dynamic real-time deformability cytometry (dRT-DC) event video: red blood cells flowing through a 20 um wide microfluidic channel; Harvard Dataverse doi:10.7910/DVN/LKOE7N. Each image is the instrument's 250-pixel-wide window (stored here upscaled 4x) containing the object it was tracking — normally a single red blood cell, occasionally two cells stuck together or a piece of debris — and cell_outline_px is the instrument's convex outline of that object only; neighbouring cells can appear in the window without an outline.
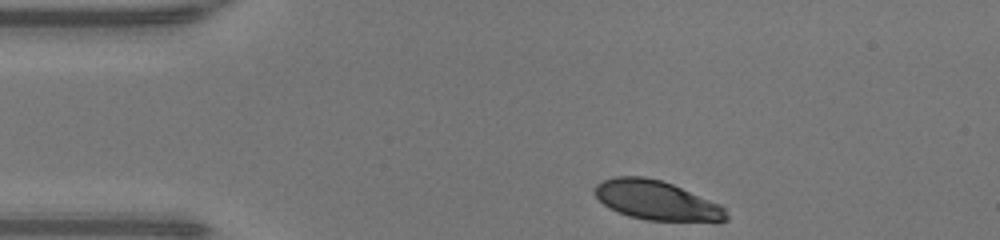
{"species": "human", "species_latin": "Homo sapiens", "temperature_condition": "warm", "stored_images_in_passage": 32, "camera_frame_rate_fps": 3000, "um_per_image_px": 0.085, "donor": {"sex": "male"}, "frame": {"image": 1, "passage_image": 1, "time_ms": 0.0, "image_size_px": [1000, 240], "cell_outline_px": [[728, 220], [648, 220], [628, 216], [608, 208], [596, 196], [596, 184], [604, 180], [616, 176], [644, 176], [660, 180], [672, 184], [720, 204], [724, 208], [728, 216]], "centroid_in_image_um": [55.77, 17.01], "position_along_channel_um": 29.2, "area_um2": 29.54}}
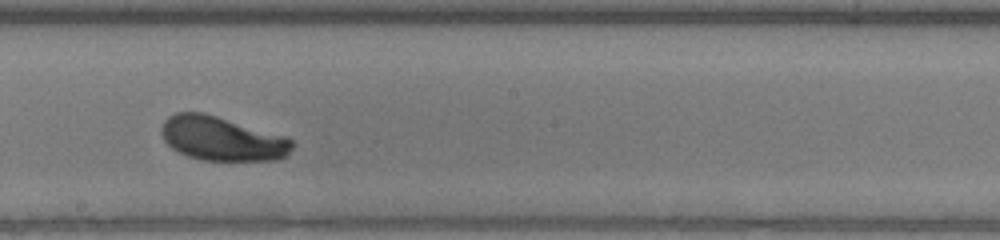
{"frame": {"image": 2, "passage_image": 19, "time_ms": 6.0, "image_size_px": [1000, 240], "cell_outline_px": [[292, 148], [288, 156], [276, 160], [204, 160], [188, 156], [172, 148], [164, 140], [160, 132], [160, 128], [164, 120], [168, 116], [176, 112], [204, 112], [284, 136], [292, 140]], "centroid_in_image_um": [18.84, 11.78], "position_along_channel_um": 229.4, "area_um2": 33.52}}
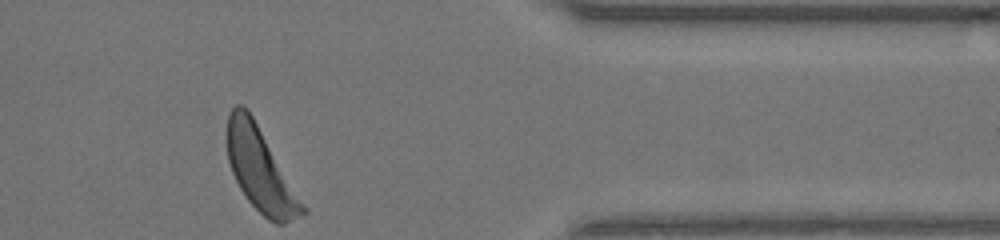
{"frame": {"image": 3, "passage_image": 32, "time_ms": 10.333, "image_size_px": [1000, 240], "cell_outline_px": [[308, 212], [284, 224], [276, 224], [268, 220], [248, 200], [240, 188], [232, 172], [228, 160], [224, 136], [228, 112], [236, 104], [244, 104], [248, 108], [308, 208]], "centroid_in_image_um": [22.12, 14.38], "position_along_channel_um": 389.3, "area_um2": 37.22}, "authors_computed_cell_mechanics": {"area_um2": 33.9575, "velocity_mm_per_s": 4.2609, "shape_relaxation_time_tau1_ms": 1.5906, "shape_relaxation_time_tau2_ms": null, "deformation_change_tau1": 0.1462, "deformation_change_tau2": null}}